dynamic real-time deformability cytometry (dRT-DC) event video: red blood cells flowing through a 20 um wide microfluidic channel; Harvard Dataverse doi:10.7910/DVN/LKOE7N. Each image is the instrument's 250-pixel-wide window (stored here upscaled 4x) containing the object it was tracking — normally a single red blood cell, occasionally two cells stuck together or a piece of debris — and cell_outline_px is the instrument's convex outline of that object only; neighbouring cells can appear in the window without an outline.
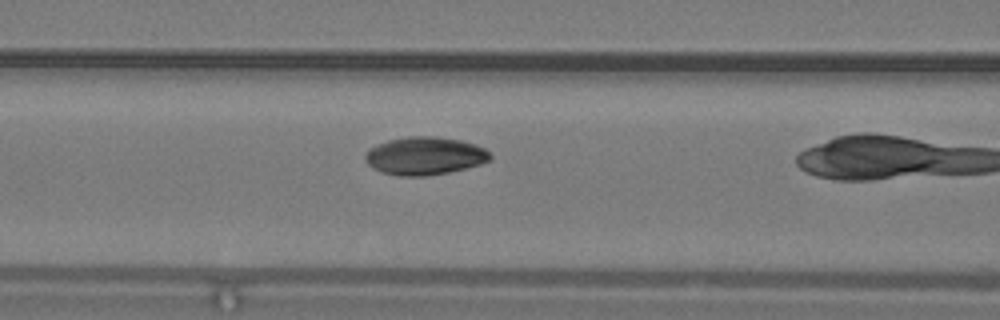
{"species": "common noctule bat (a hibernating species)", "species_latin": "Nyctalus noctula", "temperature_condition": "warm", "stored_images_in_passage": 28, "camera_frame_rate_fps": 3000, "um_per_image_px": 0.085, "animal": {"sex": "male", "body_mass_g": 19.2, "forearm_length_mm": 51.8}, "frame": {"image": 1, "passage_image": 18, "time_ms": 5.667, "image_size_px": [1000, 320], "cell_outline_px": [[492, 160], [480, 164], [448, 172], [428, 176], [400, 176], [380, 172], [372, 168], [368, 164], [364, 156], [368, 148], [388, 140], [408, 136], [436, 136], [460, 140], [476, 144], [484, 148], [492, 156]], "centroid_in_image_um": [36.09, 13.25], "position_along_channel_um": 130.5, "area_um2": 27.8}}
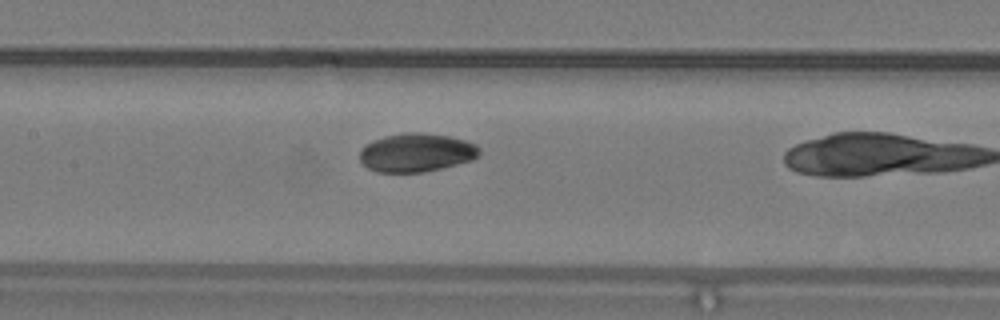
{"frame": {"image": 2, "passage_image": 21, "time_ms": 6.667, "image_size_px": [1000, 320], "cell_outline_px": [[480, 152], [472, 160], [424, 172], [376, 172], [368, 168], [360, 160], [360, 152], [364, 144], [372, 140], [384, 136], [404, 132], [424, 132], [448, 136], [464, 140], [476, 144], [480, 148]], "centroid_in_image_um": [35.36, 12.95], "position_along_channel_um": 172.0, "area_um2": 26.93}}